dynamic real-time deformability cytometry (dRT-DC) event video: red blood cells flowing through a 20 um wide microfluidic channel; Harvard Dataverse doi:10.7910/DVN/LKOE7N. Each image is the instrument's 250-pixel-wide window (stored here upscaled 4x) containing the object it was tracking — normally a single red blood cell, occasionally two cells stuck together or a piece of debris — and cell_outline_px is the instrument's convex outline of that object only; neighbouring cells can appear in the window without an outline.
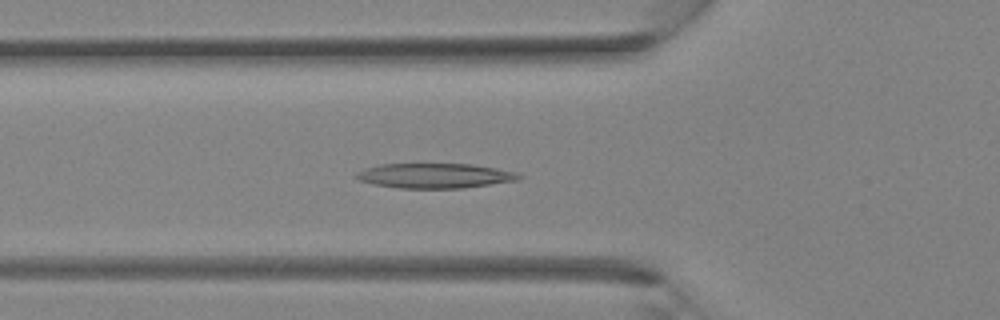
{"species": "Egyptian fruit bat (a non-hibernating species)", "species_latin": "Rousettus aegyptiacus", "temperature_condition": "room temperature", "stored_images_in_passage": 36, "camera_frame_rate_fps": 3000, "um_per_image_px": 0.085, "animal": {"sex": "female"}, "frame": {"image": 1, "passage_image": 12, "time_ms": 3.667, "image_size_px": [1000, 320], "cell_outline_px": [[524, 176], [520, 180], [460, 188], [400, 188], [376, 184], [360, 180], [352, 176], [356, 172], [364, 168], [380, 164], [472, 164], [496, 168], [516, 172]], "centroid_in_image_um": [36.96, 14.93], "position_along_channel_um": 88.8, "area_um2": 23.52}}
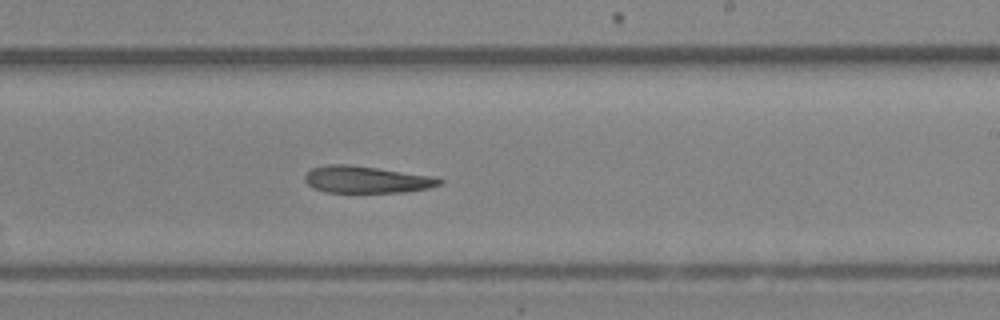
{"frame": {"image": 2, "passage_image": 21, "time_ms": 6.667, "image_size_px": [1000, 320], "cell_outline_px": [[444, 180], [440, 184], [428, 188], [404, 192], [328, 192], [312, 188], [304, 180], [304, 176], [312, 168], [328, 164], [348, 164], [432, 176]], "centroid_in_image_um": [31.11, 15.26], "position_along_channel_um": 257.9, "area_um2": 20.92}}
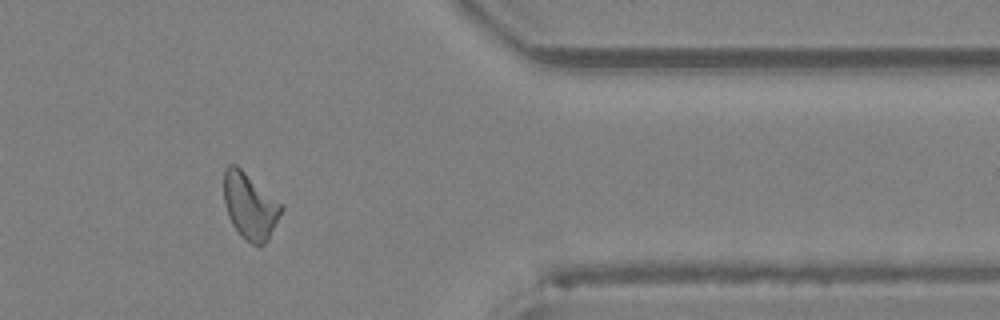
{"frame": {"image": 3, "passage_image": 29, "time_ms": 9.333, "image_size_px": [1000, 320], "cell_outline_px": [[284, 208], [268, 240], [260, 248], [252, 244], [240, 236], [232, 224], [228, 216], [224, 204], [224, 168], [228, 164], [236, 164], [284, 204]], "centroid_in_image_um": [21.26, 17.51], "position_along_channel_um": 390.1, "area_um2": 22.66}}